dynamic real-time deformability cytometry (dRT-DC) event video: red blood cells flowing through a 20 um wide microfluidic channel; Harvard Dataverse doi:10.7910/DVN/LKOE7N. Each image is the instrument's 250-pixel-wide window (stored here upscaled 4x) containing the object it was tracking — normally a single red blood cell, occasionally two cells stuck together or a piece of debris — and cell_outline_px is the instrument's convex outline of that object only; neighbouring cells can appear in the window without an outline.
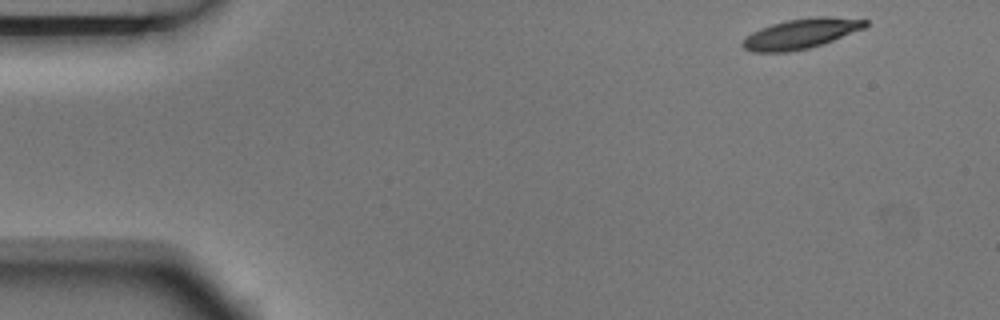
{"species": "Egyptian fruit bat (a non-hibernating species)", "species_latin": "Rousettus aegyptiacus", "temperature_condition": "room temperature", "stored_images_in_passage": 4, "camera_frame_rate_fps": 3000, "um_per_image_px": 0.085, "animal": {"sex": "male"}, "frame": {"image": 1, "passage_image": 1, "time_ms": 0.0, "image_size_px": [1000, 320], "cell_outline_px": [[868, 24], [864, 28], [832, 40], [808, 48], [788, 52], [752, 52], [744, 48], [740, 44], [752, 32], [760, 28], [772, 24], [788, 20], [816, 16], [828, 16], [868, 20]], "centroid_in_image_um": [68.06, 2.86], "position_along_channel_um": 16.9, "area_um2": 21.15}}
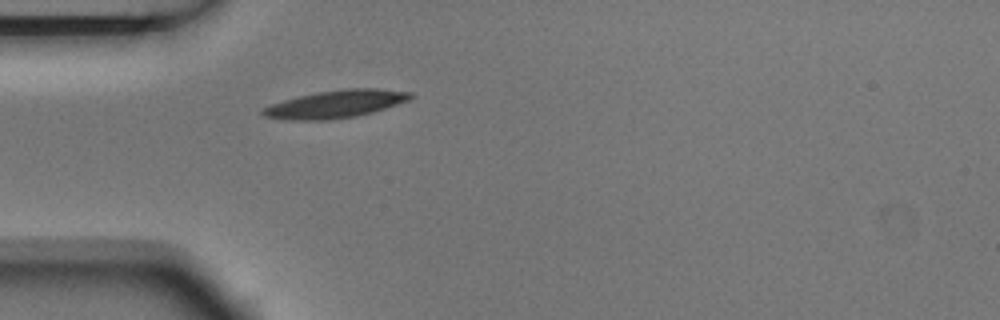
{"frame": {"image": 2, "passage_image": 4, "time_ms": 1.0, "image_size_px": [1000, 320], "cell_outline_px": [[412, 96], [408, 100], [372, 112], [356, 116], [328, 120], [284, 120], [264, 116], [260, 112], [260, 108], [284, 100], [316, 92], [344, 88], [376, 88], [412, 92]], "centroid_in_image_um": [28.48, 8.84], "position_along_channel_um": 56.5, "area_um2": 23.76}}